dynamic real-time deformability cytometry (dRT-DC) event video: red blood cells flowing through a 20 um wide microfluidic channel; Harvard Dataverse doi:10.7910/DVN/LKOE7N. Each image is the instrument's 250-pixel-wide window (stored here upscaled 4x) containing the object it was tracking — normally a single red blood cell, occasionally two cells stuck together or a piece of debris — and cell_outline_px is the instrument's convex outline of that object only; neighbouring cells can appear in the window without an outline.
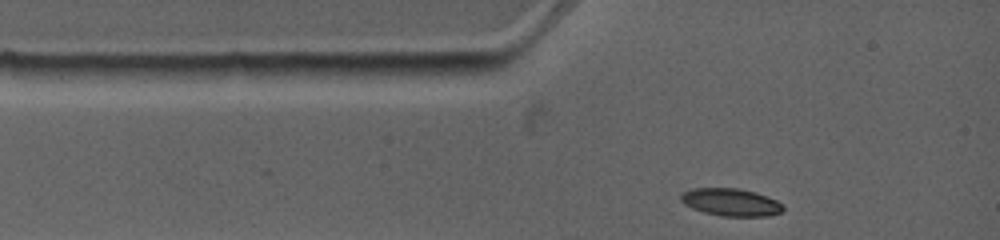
{"species": "common noctule bat (a hibernating species)", "species_latin": "Nyctalus noctula", "temperature_condition": "warm", "stored_images_in_passage": 4, "camera_frame_rate_fps": 4500, "um_per_image_px": 0.085, "animal": {"sex": "female", "body_mass_g": 19.0, "forearm_length_mm": 53.3}, "frame": {"image": 1, "passage_image": 4, "time_ms": 2.889, "image_size_px": [1000, 240], "cell_outline_px": [[784, 208], [780, 212], [768, 216], [720, 216], [704, 212], [692, 208], [684, 204], [680, 200], [680, 196], [684, 192], [692, 188], [736, 188], [756, 192], [768, 196], [776, 200]], "centroid_in_image_um": [62.1, 17.18], "position_along_channel_um": 22.9, "area_um2": 16.36}}